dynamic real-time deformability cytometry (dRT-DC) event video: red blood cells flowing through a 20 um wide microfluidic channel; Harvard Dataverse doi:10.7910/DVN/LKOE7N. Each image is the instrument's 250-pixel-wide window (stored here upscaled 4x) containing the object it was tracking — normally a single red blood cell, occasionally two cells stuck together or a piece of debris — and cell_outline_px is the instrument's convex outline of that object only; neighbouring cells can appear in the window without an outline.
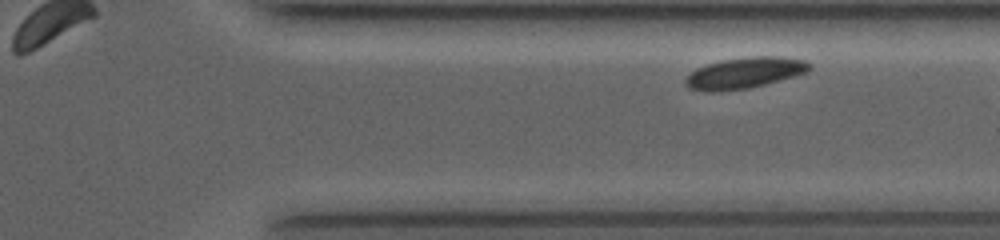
{"species": "common noctule bat (a hibernating species)", "species_latin": "Nyctalus noctula", "temperature_condition": "room temperature", "stored_images_in_passage": 27, "segment_of_instrument_passage": [2, 2], "camera_frame_rate_fps": 4000, "um_per_image_px": 0.085, "animal": {"sex": "female", "body_mass_g": 19.0, "forearm_length_mm": 53.3}, "frame": {"image": 1, "passage_image": 27, "time_ms": 9.5, "image_size_px": [1000, 240], "cell_outline_px": [[812, 68], [804, 72], [792, 76], [764, 84], [748, 88], [712, 92], [704, 92], [688, 88], [684, 84], [684, 80], [696, 68], [708, 64], [724, 60], [748, 56], [780, 56], [804, 60], [812, 64]], "centroid_in_image_um": [63.25, 6.19], "position_along_channel_um": 348.1, "area_um2": 22.25}}